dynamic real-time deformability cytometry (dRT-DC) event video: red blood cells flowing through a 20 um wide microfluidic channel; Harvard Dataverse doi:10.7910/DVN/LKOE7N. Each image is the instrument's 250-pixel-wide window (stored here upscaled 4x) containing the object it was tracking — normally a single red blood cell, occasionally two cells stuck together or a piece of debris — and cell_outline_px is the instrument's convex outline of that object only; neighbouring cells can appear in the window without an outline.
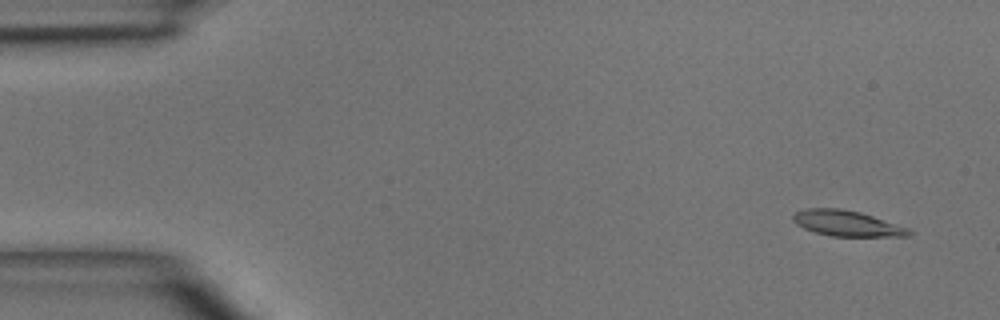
{"species": "common noctule bat (a hibernating species)", "species_latin": "Nyctalus noctula", "temperature_condition": "room temperature", "stored_images_in_passage": 6, "camera_frame_rate_fps": 3000, "um_per_image_px": 0.085, "animal": {"sex": "male", "body_mass_g": 15.6}, "frame": {"image": 1, "passage_image": 1, "time_ms": 0.0, "image_size_px": [1000, 320], "cell_outline_px": [[912, 232], [908, 236], [832, 236], [816, 232], [804, 228], [796, 224], [792, 220], [792, 216], [796, 212], [804, 208], [840, 208], [860, 212], [908, 228]], "centroid_in_image_um": [71.94, 18.98], "position_along_channel_um": 13.1, "area_um2": 17.11}}